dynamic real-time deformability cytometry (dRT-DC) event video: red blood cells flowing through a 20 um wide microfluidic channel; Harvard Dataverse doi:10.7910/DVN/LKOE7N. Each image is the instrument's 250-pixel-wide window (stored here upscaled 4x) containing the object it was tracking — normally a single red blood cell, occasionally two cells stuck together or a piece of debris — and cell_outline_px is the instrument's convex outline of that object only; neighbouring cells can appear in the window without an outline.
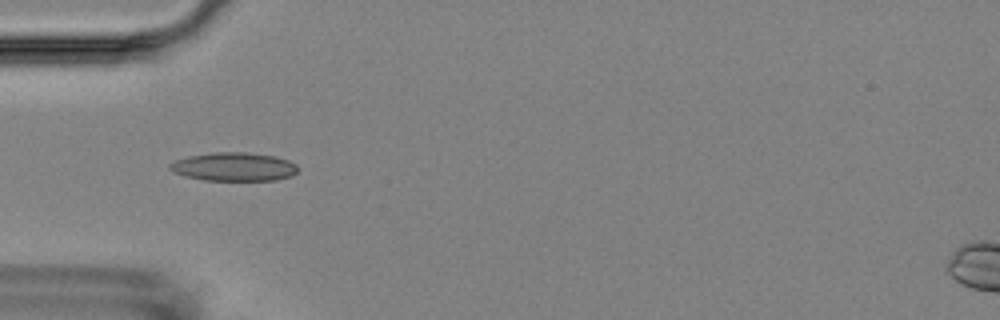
{"species": "Egyptian fruit bat (a non-hibernating species)", "species_latin": "Rousettus aegyptiacus", "temperature_condition": "room temperature", "stored_images_in_passage": 4, "camera_frame_rate_fps": 3000, "um_per_image_px": 0.085, "animal": {"sex": "female"}, "frame": {"image": 1, "passage_image": 3, "time_ms": 2.667, "image_size_px": [1000, 320], "cell_outline_px": [[300, 168], [292, 176], [276, 180], [204, 180], [184, 176], [168, 168], [168, 164], [176, 160], [188, 156], [216, 152], [244, 152], [272, 156], [288, 160], [296, 164]], "centroid_in_image_um": [19.89, 14.18], "position_along_channel_um": 65.1, "area_um2": 21.21}}